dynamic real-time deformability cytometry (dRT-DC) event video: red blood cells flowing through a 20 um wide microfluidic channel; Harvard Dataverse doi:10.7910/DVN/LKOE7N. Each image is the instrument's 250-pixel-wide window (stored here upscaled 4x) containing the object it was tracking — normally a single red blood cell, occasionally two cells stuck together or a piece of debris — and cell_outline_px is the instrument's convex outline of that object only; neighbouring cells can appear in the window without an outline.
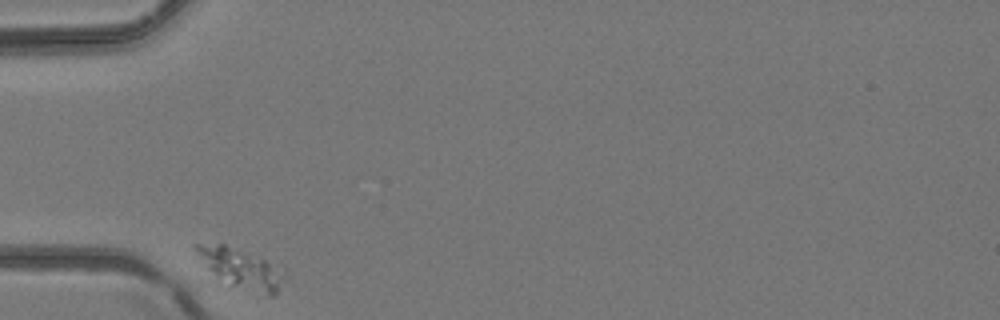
{"species": "common noctule bat (a hibernating species)", "species_latin": "Nyctalus noctula", "temperature_condition": "room temperature", "stored_images_in_passage": 5, "camera_frame_rate_fps": 3000, "um_per_image_px": 0.085, "animal": {"sex": "female", "body_mass_g": 24.6, "forearm_length_mm": 56.2}, "frame": {"image": 1, "passage_image": 1, "time_ms": 0.0, "image_size_px": [1000, 320], "cell_outline_px": [[288, 276], [276, 296], [268, 296], [216, 280], [192, 248], [192, 244], [224, 244], [264, 260], [288, 272]], "centroid_in_image_um": [20.51, 22.85], "position_along_channel_um": 64.5, "area_um2": 20.52}}
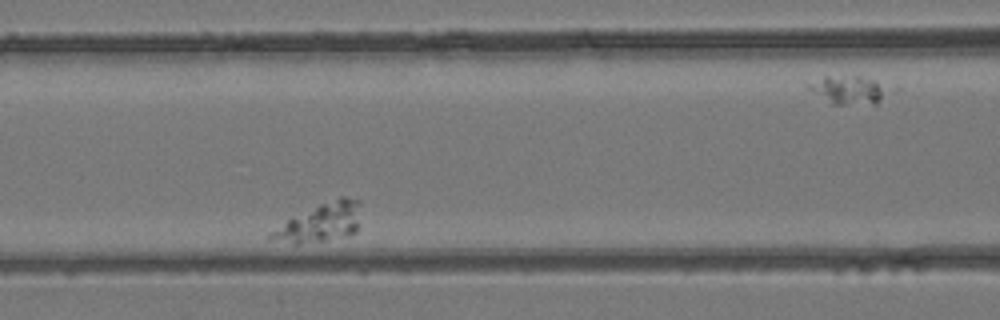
{"frame": {"image": 2, "passage_image": 3, "time_ms": 0.667, "image_size_px": [1000, 320], "cell_outline_px": [[360, 204], [356, 232], [348, 236], [324, 240], [296, 244], [292, 244], [268, 240], [264, 236], [268, 232], [288, 220], [320, 204], [340, 196], [344, 196], [360, 200]], "centroid_in_image_um": [27.18, 18.94], "position_along_channel_um": 139.4, "area_um2": 20.06}}
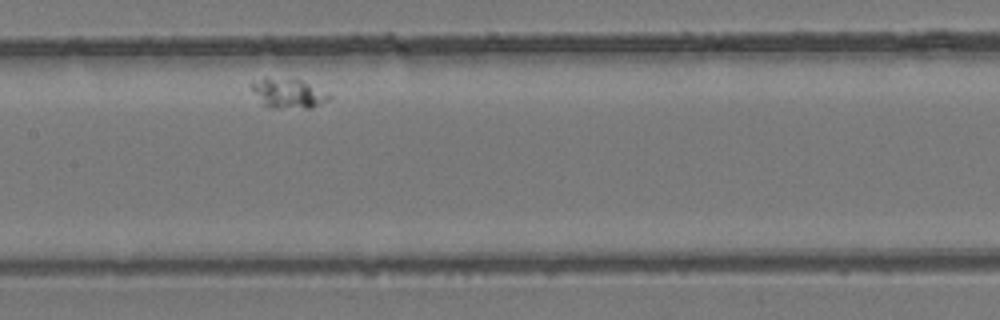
{"frame": {"image": 3, "passage_image": 5, "time_ms": 1.333, "image_size_px": [1000, 320], "cell_outline_px": [[332, 96], [328, 100], [312, 108], [276, 108], [260, 104], [248, 84], [252, 80], [264, 76], [268, 76], [300, 80], [328, 92]], "centroid_in_image_um": [24.42, 7.91], "position_along_channel_um": 183.0, "area_um2": 13.87}}